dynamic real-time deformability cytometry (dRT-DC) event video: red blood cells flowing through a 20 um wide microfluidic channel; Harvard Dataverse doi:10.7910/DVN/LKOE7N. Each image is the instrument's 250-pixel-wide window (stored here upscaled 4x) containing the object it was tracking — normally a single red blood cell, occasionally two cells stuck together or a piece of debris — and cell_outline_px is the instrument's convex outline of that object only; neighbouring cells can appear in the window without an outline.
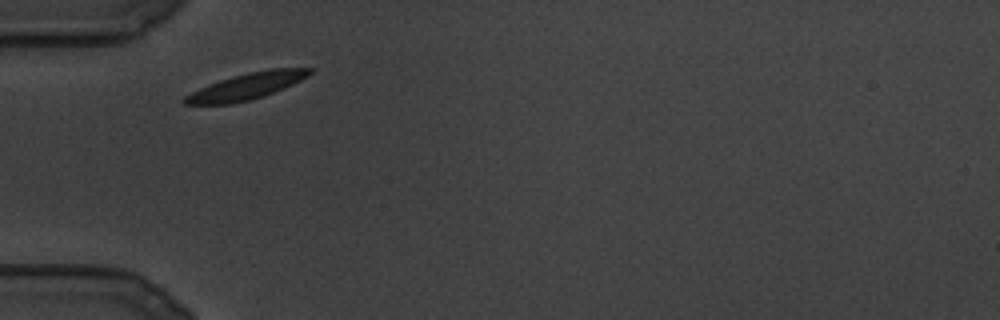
{"species": "common noctule bat (a hibernating species)", "species_latin": "Nyctalus noctula", "temperature_condition": "cold", "stored_images_in_passage": 64, "camera_frame_rate_fps": 3000, "um_per_image_px": 0.085, "animal": {"sex": "male", "body_mass_g": 19.5, "forearm_length_mm": 54.6}, "frame": {"image": 1, "passage_image": 1, "time_ms": 0.0, "image_size_px": [1000, 320], "cell_outline_px": [[312, 72], [308, 76], [284, 88], [248, 100], [232, 104], [184, 104], [180, 100], [184, 96], [208, 84], [220, 80], [248, 72], [272, 68], [312, 68]], "centroid_in_image_um": [20.92, 7.33], "position_along_channel_um": 64.1, "area_um2": 18.9}}
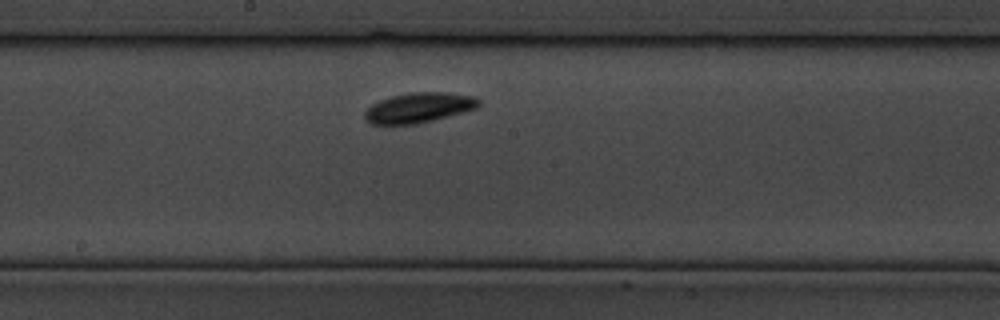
{"frame": {"image": 2, "passage_image": 28, "time_ms": 9.0, "image_size_px": [1000, 320], "cell_outline_px": [[480, 104], [476, 108], [432, 120], [416, 124], [372, 124], [364, 120], [364, 112], [372, 104], [380, 100], [392, 96], [412, 92], [448, 92], [476, 96], [480, 100]], "centroid_in_image_um": [35.59, 9.14], "position_along_channel_um": 212.6, "area_um2": 19.88}}
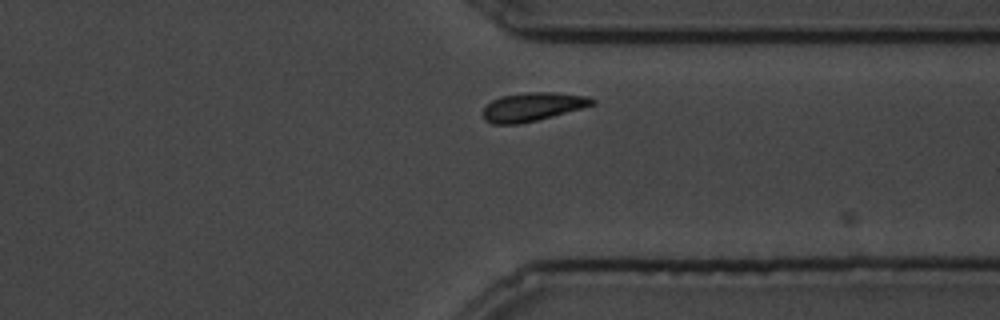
{"frame": {"image": 3, "passage_image": 55, "time_ms": 18.0, "image_size_px": [1000, 320], "cell_outline_px": [[596, 104], [552, 116], [520, 124], [492, 124], [484, 120], [484, 108], [492, 100], [500, 96], [524, 92], [556, 92], [588, 96], [596, 100]], "centroid_in_image_um": [45.28, 9.07], "position_along_channel_um": 366.1, "area_um2": 18.21}}